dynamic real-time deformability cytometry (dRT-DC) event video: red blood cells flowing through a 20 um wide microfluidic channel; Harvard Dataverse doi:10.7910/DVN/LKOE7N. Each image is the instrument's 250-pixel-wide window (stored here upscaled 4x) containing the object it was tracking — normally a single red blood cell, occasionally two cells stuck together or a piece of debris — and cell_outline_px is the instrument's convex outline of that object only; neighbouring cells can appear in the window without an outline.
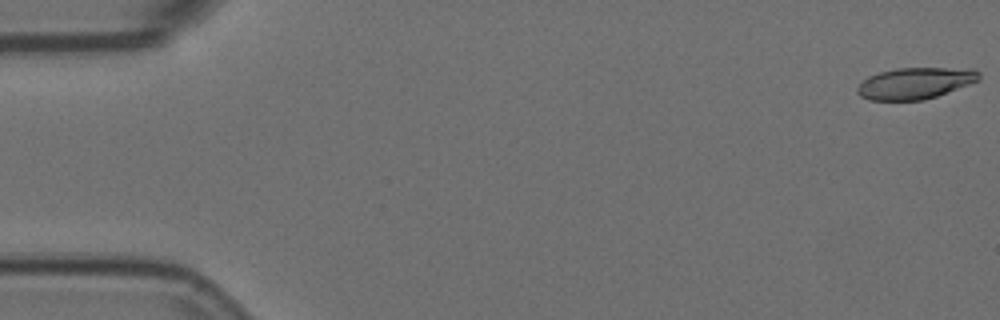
{"species": "Egyptian fruit bat (a non-hibernating species)", "species_latin": "Rousettus aegyptiacus", "temperature_condition": "room temperature", "stored_images_in_passage": 5, "camera_frame_rate_fps": 3000, "um_per_image_px": 0.085, "animal": {"sex": "female"}, "frame": {"image": 1, "passage_image": 1, "time_ms": 0.0, "image_size_px": [1000, 320], "cell_outline_px": [[980, 80], [936, 96], [924, 100], [868, 100], [860, 96], [856, 92], [856, 88], [868, 76], [880, 72], [896, 68], [972, 68], [980, 72]], "centroid_in_image_um": [77.79, 7.07], "position_along_channel_um": 7.2, "area_um2": 22.31}}
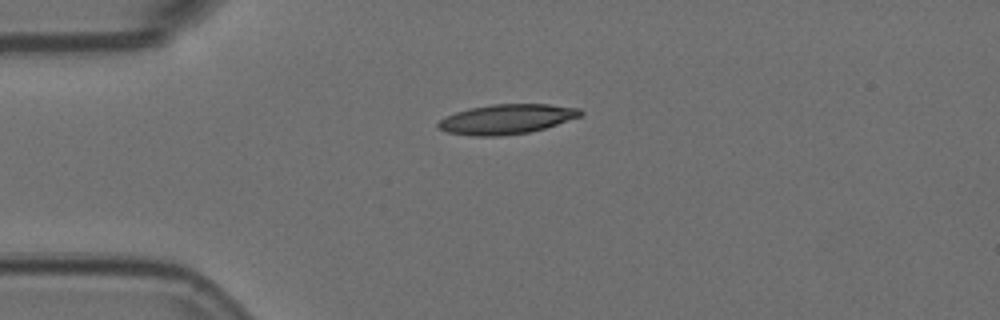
{"frame": {"image": 2, "passage_image": 5, "time_ms": 1.333, "image_size_px": [1000, 320], "cell_outline_px": [[584, 112], [580, 116], [544, 128], [528, 132], [500, 136], [472, 136], [448, 132], [440, 128], [436, 124], [444, 116], [468, 108], [492, 104], [548, 104], [580, 108]], "centroid_in_image_um": [43.04, 10.12], "position_along_channel_um": 42.0, "area_um2": 24.57}}